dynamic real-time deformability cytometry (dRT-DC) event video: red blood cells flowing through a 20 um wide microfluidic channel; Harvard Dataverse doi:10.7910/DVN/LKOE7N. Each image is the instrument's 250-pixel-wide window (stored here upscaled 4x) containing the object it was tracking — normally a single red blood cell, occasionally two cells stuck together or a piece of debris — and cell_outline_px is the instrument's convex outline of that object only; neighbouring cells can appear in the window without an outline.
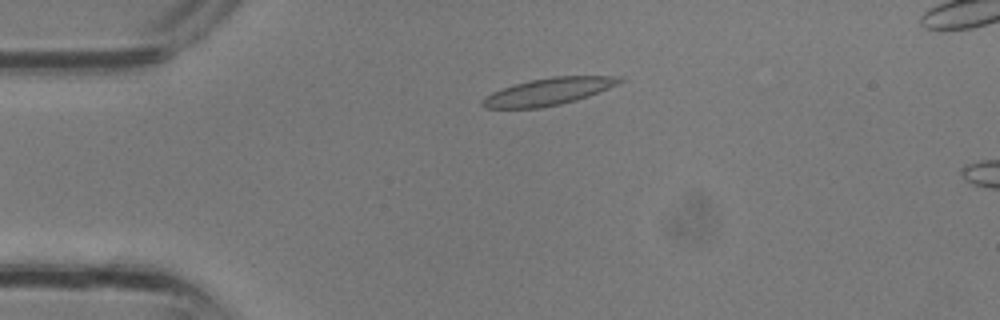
{"species": "common noctule bat (a hibernating species)", "species_latin": "Nyctalus noctula", "temperature_condition": "room temperature", "stored_images_in_passage": 10, "camera_frame_rate_fps": 3000, "um_per_image_px": 0.085, "animal": {"sex": "male", "body_mass_g": 13.3}, "frame": {"image": 1, "passage_image": 7, "time_ms": 2.0, "image_size_px": [1000, 320], "cell_outline_px": [[628, 80], [588, 96], [576, 100], [560, 104], [540, 108], [484, 108], [480, 104], [480, 100], [484, 96], [492, 92], [528, 80], [552, 76], [624, 76]], "centroid_in_image_um": [46.63, 7.77], "position_along_channel_um": 38.4, "area_um2": 21.85}}